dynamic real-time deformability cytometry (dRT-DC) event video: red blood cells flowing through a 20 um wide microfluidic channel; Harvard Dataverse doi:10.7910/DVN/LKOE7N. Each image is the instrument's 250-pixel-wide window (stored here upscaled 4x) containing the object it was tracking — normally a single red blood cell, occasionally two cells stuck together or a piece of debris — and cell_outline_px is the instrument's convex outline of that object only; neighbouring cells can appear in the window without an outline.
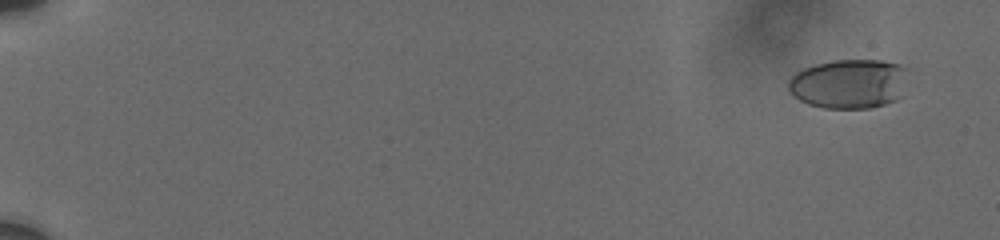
{"species": "human", "species_latin": "Homo sapiens", "temperature_condition": "cold", "stored_images_in_passage": 100, "camera_frame_rate_fps": 3000, "um_per_image_px": 0.085, "donor": {"sex": "male"}, "frame": {"image": 1, "passage_image": 8, "time_ms": 1.333, "image_size_px": [1000, 240], "cell_outline_px": [[908, 68], [904, 96], [896, 100], [872, 108], [824, 108], [808, 104], [800, 100], [788, 88], [788, 80], [796, 72], [804, 68], [816, 64], [832, 60], [880, 60], [900, 64]], "centroid_in_image_um": [72.23, 7.12], "position_along_channel_um": 12.8, "area_um2": 34.91}}
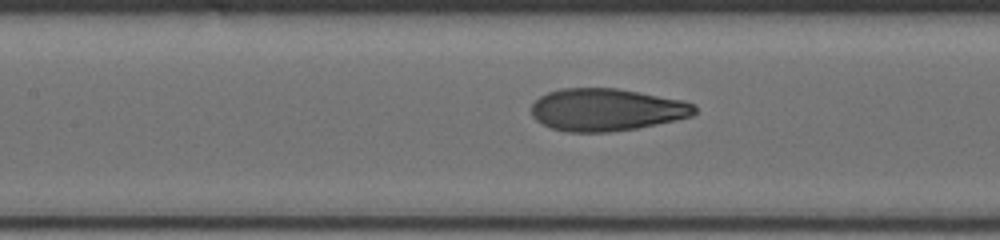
{"frame": {"image": 2, "passage_image": 43, "time_ms": 10.333, "image_size_px": [1000, 240], "cell_outline_px": [[696, 112], [692, 116], [656, 124], [636, 128], [608, 132], [568, 132], [552, 128], [536, 120], [532, 116], [532, 104], [540, 96], [548, 92], [560, 88], [616, 88], [680, 100], [692, 104], [696, 108]], "centroid_in_image_um": [51.51, 9.32], "position_along_channel_um": 155.9, "area_um2": 39.94}}
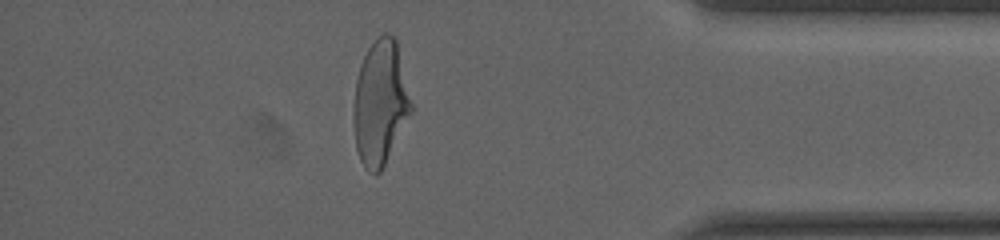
{"frame": {"image": 3, "passage_image": 87, "time_ms": 17.667, "image_size_px": [1000, 240], "cell_outline_px": [[412, 112], [380, 172], [376, 176], [368, 172], [364, 168], [360, 160], [356, 148], [352, 116], [352, 112], [356, 80], [360, 64], [368, 48], [384, 32], [392, 36], [396, 40], [412, 104]], "centroid_in_image_um": [32.3, 8.78], "position_along_channel_um": 402.9, "area_um2": 41.73}, "authors_computed_cell_mechanics": {"area_um2": 39.9109, "velocity_mm_per_s": 3.6985, "shape_relaxation_time_tau1_ms": 3.9529, "shape_relaxation_time_tau2_ms": 0.8534, "deformation_change_tau1": 0.1887, "deformation_change_tau2": 0.0747}}